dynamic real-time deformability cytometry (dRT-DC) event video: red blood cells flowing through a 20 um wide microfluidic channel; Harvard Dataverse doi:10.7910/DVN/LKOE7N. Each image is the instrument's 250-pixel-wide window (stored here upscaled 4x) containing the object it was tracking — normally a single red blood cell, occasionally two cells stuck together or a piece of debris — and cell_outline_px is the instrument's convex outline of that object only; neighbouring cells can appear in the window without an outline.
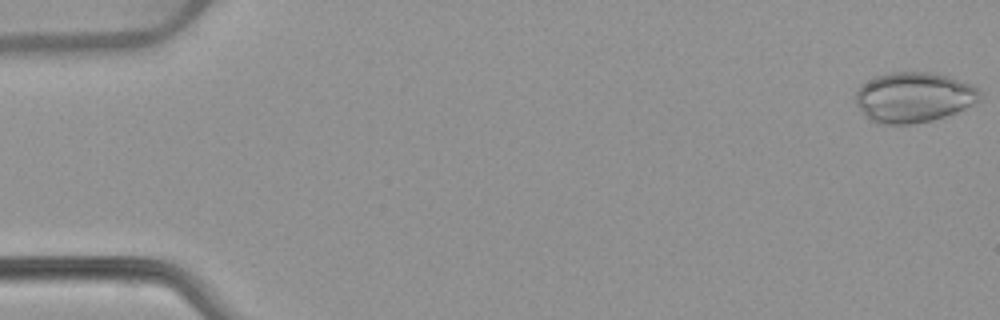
{"species": "common noctule bat (a hibernating species)", "species_latin": "Nyctalus noctula", "temperature_condition": "warm", "stored_images_in_passage": 52, "camera_frame_rate_fps": 3000, "um_per_image_px": 0.085, "animal": {"sex": "female", "body_mass_g": 22.7, "forearm_length_mm": 54.2}, "frame": {"image": 1, "passage_image": 1, "time_ms": 0.0, "image_size_px": [1000, 320], "cell_outline_px": [[980, 100], [956, 112], [932, 120], [912, 124], [876, 124], [864, 116], [856, 104], [856, 92], [860, 84], [872, 76], [888, 72], [928, 72], [948, 76], [972, 84], [980, 92]], "centroid_in_image_um": [77.6, 8.26], "position_along_channel_um": 7.4, "area_um2": 36.65}}
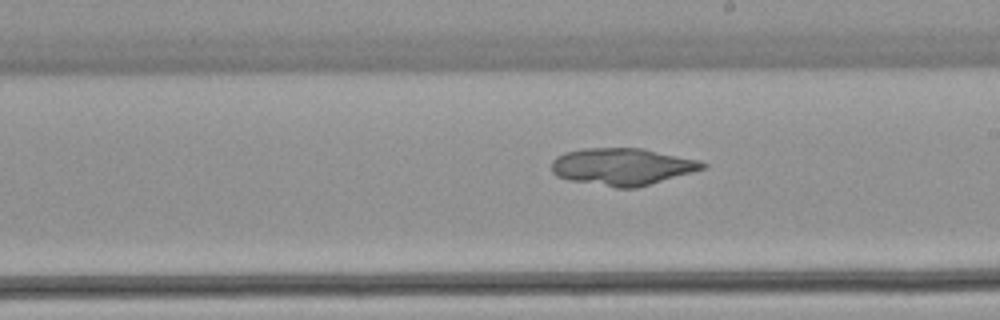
{"frame": {"image": 2, "passage_image": 30, "time_ms": 9.667, "image_size_px": [1000, 320], "cell_outline_px": [[708, 168], [636, 188], [616, 188], [568, 180], [556, 176], [552, 172], [552, 160], [556, 156], [564, 152], [584, 148], [640, 148], [700, 160], [708, 164]], "centroid_in_image_um": [52.89, 14.17], "position_along_channel_um": 236.1, "area_um2": 32.89}}
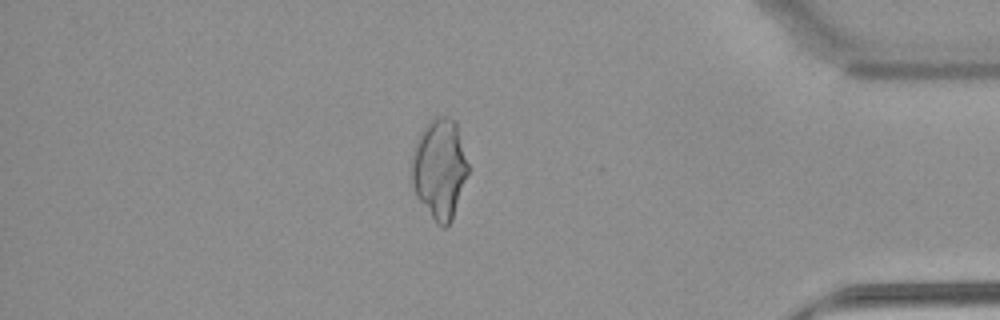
{"frame": {"image": 3, "passage_image": 45, "time_ms": 14.667, "image_size_px": [1000, 320], "cell_outline_px": [[468, 172], [452, 220], [444, 228], [436, 224], [416, 196], [412, 184], [412, 152], [416, 140], [420, 132], [428, 120], [436, 116], [444, 116], [452, 120], [456, 124], [468, 164]], "centroid_in_image_um": [37.33, 14.35], "position_along_channel_um": 397.9, "area_um2": 32.71}}